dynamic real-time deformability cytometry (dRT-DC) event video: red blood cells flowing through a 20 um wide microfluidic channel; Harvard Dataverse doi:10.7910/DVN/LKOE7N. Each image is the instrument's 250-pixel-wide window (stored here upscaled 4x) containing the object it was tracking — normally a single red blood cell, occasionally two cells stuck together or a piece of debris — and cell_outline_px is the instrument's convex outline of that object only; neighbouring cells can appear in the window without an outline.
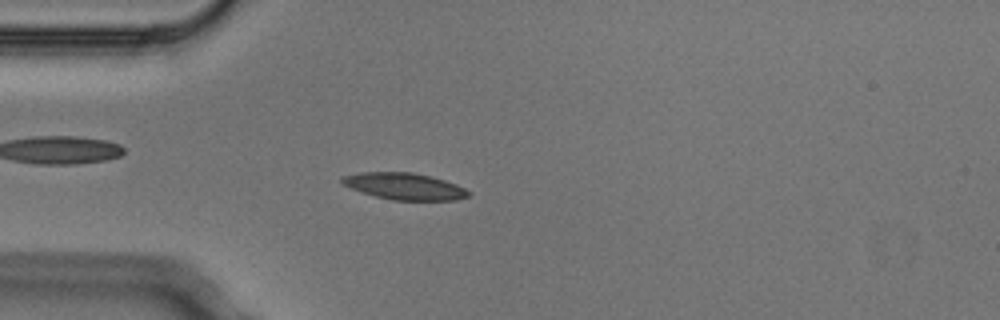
{"species": "Egyptian fruit bat (a non-hibernating species)", "species_latin": "Rousettus aegyptiacus", "temperature_condition": "cold", "stored_images_in_passage": 4, "camera_frame_rate_fps": 3000, "um_per_image_px": 0.085, "animal": {"sex": "male"}, "frame": {"image": 1, "passage_image": 4, "time_ms": 1.0, "image_size_px": [1000, 320], "cell_outline_px": [[472, 192], [468, 196], [456, 200], [392, 200], [376, 196], [340, 184], [340, 176], [360, 172], [412, 172], [444, 180], [456, 184]], "centroid_in_image_um": [34.35, 15.83], "position_along_channel_um": 50.6, "area_um2": 19.59}}